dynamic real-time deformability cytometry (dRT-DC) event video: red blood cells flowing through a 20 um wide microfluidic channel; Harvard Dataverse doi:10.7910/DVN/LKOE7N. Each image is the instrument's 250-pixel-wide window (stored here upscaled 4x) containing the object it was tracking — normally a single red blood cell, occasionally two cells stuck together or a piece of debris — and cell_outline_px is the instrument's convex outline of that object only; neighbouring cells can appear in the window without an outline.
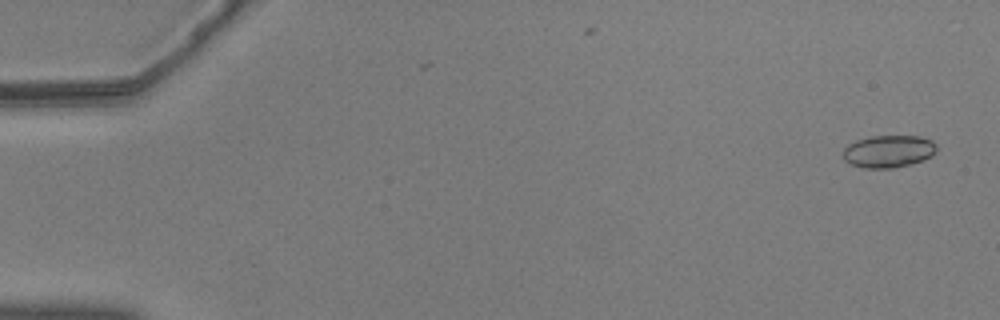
{"species": "common noctule bat (a hibernating species)", "species_latin": "Nyctalus noctula", "temperature_condition": "warm", "stored_images_in_passage": 50, "camera_frame_rate_fps": 3000, "um_per_image_px": 0.085, "animal": {"sex": "male", "body_mass_g": 20.5, "forearm_length_mm": 52.5}, "frame": {"image": 1, "passage_image": 2, "time_ms": 0.333, "image_size_px": [1000, 320], "cell_outline_px": [[936, 148], [928, 156], [920, 160], [908, 164], [892, 168], [864, 168], [852, 164], [844, 160], [844, 148], [848, 144], [856, 140], [872, 136], [920, 136], [932, 140], [936, 144]], "centroid_in_image_um": [75.47, 12.85], "position_along_channel_um": 9.5, "area_um2": 17.28}}
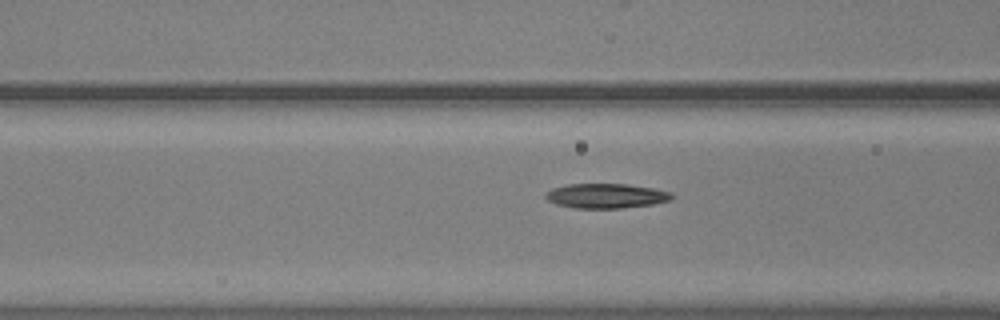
{"frame": {"image": 2, "passage_image": 23, "time_ms": 7.333, "image_size_px": [1000, 320], "cell_outline_px": [[676, 196], [672, 200], [652, 204], [620, 208], [572, 208], [556, 204], [548, 200], [544, 196], [544, 192], [552, 188], [568, 184], [628, 184], [652, 188], [672, 192]], "centroid_in_image_um": [51.52, 16.64], "position_along_channel_um": 115.1, "area_um2": 18.32}}
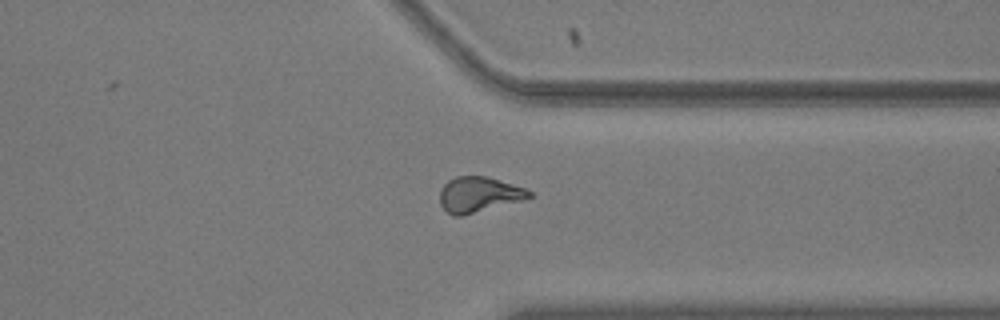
{"frame": {"image": 3, "passage_image": 44, "time_ms": 14.333, "image_size_px": [1000, 320], "cell_outline_px": [[532, 196], [520, 200], [460, 216], [452, 216], [440, 204], [440, 188], [448, 180], [456, 176], [488, 176], [524, 188], [532, 192]], "centroid_in_image_um": [40.65, 16.51], "position_along_channel_um": 370.7, "area_um2": 18.09}, "authors_computed_cell_mechanics": {"area_um2": 17.9758, "velocity_mm_per_s": 3.6552, "shape_relaxation_time_tau1_ms": 6.4337, "shape_relaxation_time_tau2_ms": 3.5449, "deformation_change_tau1": 0.2069, "deformation_change_tau2": 0.1035}}